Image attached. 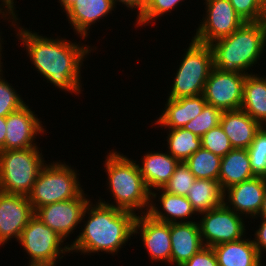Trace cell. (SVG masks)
Here are the masks:
<instances>
[{
  "mask_svg": "<svg viewBox=\"0 0 266 266\" xmlns=\"http://www.w3.org/2000/svg\"><path fill=\"white\" fill-rule=\"evenodd\" d=\"M113 0H76L65 12L75 35L87 39L91 26L115 12Z\"/></svg>",
  "mask_w": 266,
  "mask_h": 266,
  "instance_id": "17",
  "label": "cell"
},
{
  "mask_svg": "<svg viewBox=\"0 0 266 266\" xmlns=\"http://www.w3.org/2000/svg\"><path fill=\"white\" fill-rule=\"evenodd\" d=\"M63 11L66 12L75 2L76 0H58Z\"/></svg>",
  "mask_w": 266,
  "mask_h": 266,
  "instance_id": "42",
  "label": "cell"
},
{
  "mask_svg": "<svg viewBox=\"0 0 266 266\" xmlns=\"http://www.w3.org/2000/svg\"><path fill=\"white\" fill-rule=\"evenodd\" d=\"M223 194L217 180L196 179L186 196L193 209L199 214L223 204Z\"/></svg>",
  "mask_w": 266,
  "mask_h": 266,
  "instance_id": "26",
  "label": "cell"
},
{
  "mask_svg": "<svg viewBox=\"0 0 266 266\" xmlns=\"http://www.w3.org/2000/svg\"><path fill=\"white\" fill-rule=\"evenodd\" d=\"M161 115L154 120L155 125L166 129L183 128L184 125L199 115L207 104L203 95L182 97L179 99L167 98Z\"/></svg>",
  "mask_w": 266,
  "mask_h": 266,
  "instance_id": "20",
  "label": "cell"
},
{
  "mask_svg": "<svg viewBox=\"0 0 266 266\" xmlns=\"http://www.w3.org/2000/svg\"><path fill=\"white\" fill-rule=\"evenodd\" d=\"M43 156L39 146L0 151V191L28 196L47 162Z\"/></svg>",
  "mask_w": 266,
  "mask_h": 266,
  "instance_id": "6",
  "label": "cell"
},
{
  "mask_svg": "<svg viewBox=\"0 0 266 266\" xmlns=\"http://www.w3.org/2000/svg\"><path fill=\"white\" fill-rule=\"evenodd\" d=\"M95 203L91 199L87 204L81 221L84 227L81 226L82 232L69 244L70 253L99 255L104 252L113 256L133 237L136 215L99 201Z\"/></svg>",
  "mask_w": 266,
  "mask_h": 266,
  "instance_id": "2",
  "label": "cell"
},
{
  "mask_svg": "<svg viewBox=\"0 0 266 266\" xmlns=\"http://www.w3.org/2000/svg\"><path fill=\"white\" fill-rule=\"evenodd\" d=\"M244 22L266 21V5L262 0H229Z\"/></svg>",
  "mask_w": 266,
  "mask_h": 266,
  "instance_id": "35",
  "label": "cell"
},
{
  "mask_svg": "<svg viewBox=\"0 0 266 266\" xmlns=\"http://www.w3.org/2000/svg\"><path fill=\"white\" fill-rule=\"evenodd\" d=\"M200 215L202 216L197 222L205 247H214L246 237L245 218L229 209L224 203Z\"/></svg>",
  "mask_w": 266,
  "mask_h": 266,
  "instance_id": "9",
  "label": "cell"
},
{
  "mask_svg": "<svg viewBox=\"0 0 266 266\" xmlns=\"http://www.w3.org/2000/svg\"><path fill=\"white\" fill-rule=\"evenodd\" d=\"M170 239V265L181 266L204 247L195 221L170 223Z\"/></svg>",
  "mask_w": 266,
  "mask_h": 266,
  "instance_id": "19",
  "label": "cell"
},
{
  "mask_svg": "<svg viewBox=\"0 0 266 266\" xmlns=\"http://www.w3.org/2000/svg\"><path fill=\"white\" fill-rule=\"evenodd\" d=\"M103 163L107 174V190L114 201H97L121 210L133 212L135 215L146 214L150 207L151 192L145 184L137 161L128 158L120 151L111 150ZM140 210V211H139ZM138 211V213H136ZM140 212V213H139Z\"/></svg>",
  "mask_w": 266,
  "mask_h": 266,
  "instance_id": "3",
  "label": "cell"
},
{
  "mask_svg": "<svg viewBox=\"0 0 266 266\" xmlns=\"http://www.w3.org/2000/svg\"><path fill=\"white\" fill-rule=\"evenodd\" d=\"M265 46L266 21L245 22L229 36L210 44L214 67L223 72L250 74L251 67L266 52Z\"/></svg>",
  "mask_w": 266,
  "mask_h": 266,
  "instance_id": "4",
  "label": "cell"
},
{
  "mask_svg": "<svg viewBox=\"0 0 266 266\" xmlns=\"http://www.w3.org/2000/svg\"><path fill=\"white\" fill-rule=\"evenodd\" d=\"M202 148L209 150L215 155L224 157L233 147L228 136L223 131L221 125H218L201 137Z\"/></svg>",
  "mask_w": 266,
  "mask_h": 266,
  "instance_id": "34",
  "label": "cell"
},
{
  "mask_svg": "<svg viewBox=\"0 0 266 266\" xmlns=\"http://www.w3.org/2000/svg\"><path fill=\"white\" fill-rule=\"evenodd\" d=\"M185 163L196 179L218 181L221 165L220 156L201 147L193 153Z\"/></svg>",
  "mask_w": 266,
  "mask_h": 266,
  "instance_id": "28",
  "label": "cell"
},
{
  "mask_svg": "<svg viewBox=\"0 0 266 266\" xmlns=\"http://www.w3.org/2000/svg\"><path fill=\"white\" fill-rule=\"evenodd\" d=\"M141 165L138 164L141 175L149 191L162 189L174 174L176 165L179 163L167 151L146 152L142 158Z\"/></svg>",
  "mask_w": 266,
  "mask_h": 266,
  "instance_id": "22",
  "label": "cell"
},
{
  "mask_svg": "<svg viewBox=\"0 0 266 266\" xmlns=\"http://www.w3.org/2000/svg\"><path fill=\"white\" fill-rule=\"evenodd\" d=\"M222 113V110L206 104L202 112L189 123L184 125L183 129L191 131L201 138L209 130L220 125Z\"/></svg>",
  "mask_w": 266,
  "mask_h": 266,
  "instance_id": "30",
  "label": "cell"
},
{
  "mask_svg": "<svg viewBox=\"0 0 266 266\" xmlns=\"http://www.w3.org/2000/svg\"><path fill=\"white\" fill-rule=\"evenodd\" d=\"M205 15L192 38L210 45L232 34L245 22L234 10L229 0H204Z\"/></svg>",
  "mask_w": 266,
  "mask_h": 266,
  "instance_id": "10",
  "label": "cell"
},
{
  "mask_svg": "<svg viewBox=\"0 0 266 266\" xmlns=\"http://www.w3.org/2000/svg\"><path fill=\"white\" fill-rule=\"evenodd\" d=\"M257 73L247 74L241 109L249 114L261 126L266 124V76Z\"/></svg>",
  "mask_w": 266,
  "mask_h": 266,
  "instance_id": "25",
  "label": "cell"
},
{
  "mask_svg": "<svg viewBox=\"0 0 266 266\" xmlns=\"http://www.w3.org/2000/svg\"><path fill=\"white\" fill-rule=\"evenodd\" d=\"M139 235L151 262H166L170 265V224L153 219L147 213L136 215L133 235ZM141 234V235H140Z\"/></svg>",
  "mask_w": 266,
  "mask_h": 266,
  "instance_id": "15",
  "label": "cell"
},
{
  "mask_svg": "<svg viewBox=\"0 0 266 266\" xmlns=\"http://www.w3.org/2000/svg\"><path fill=\"white\" fill-rule=\"evenodd\" d=\"M6 117H0V151L5 150Z\"/></svg>",
  "mask_w": 266,
  "mask_h": 266,
  "instance_id": "41",
  "label": "cell"
},
{
  "mask_svg": "<svg viewBox=\"0 0 266 266\" xmlns=\"http://www.w3.org/2000/svg\"><path fill=\"white\" fill-rule=\"evenodd\" d=\"M79 173L59 160L45 164L27 196L36 211L38 208L79 197L84 191Z\"/></svg>",
  "mask_w": 266,
  "mask_h": 266,
  "instance_id": "5",
  "label": "cell"
},
{
  "mask_svg": "<svg viewBox=\"0 0 266 266\" xmlns=\"http://www.w3.org/2000/svg\"><path fill=\"white\" fill-rule=\"evenodd\" d=\"M3 69L0 68V117H6L8 114L20 109L26 104L22 95H19L17 90L8 80L4 79Z\"/></svg>",
  "mask_w": 266,
  "mask_h": 266,
  "instance_id": "33",
  "label": "cell"
},
{
  "mask_svg": "<svg viewBox=\"0 0 266 266\" xmlns=\"http://www.w3.org/2000/svg\"><path fill=\"white\" fill-rule=\"evenodd\" d=\"M266 192V178L255 176L224 191L223 203L247 219L256 217L262 206Z\"/></svg>",
  "mask_w": 266,
  "mask_h": 266,
  "instance_id": "16",
  "label": "cell"
},
{
  "mask_svg": "<svg viewBox=\"0 0 266 266\" xmlns=\"http://www.w3.org/2000/svg\"><path fill=\"white\" fill-rule=\"evenodd\" d=\"M181 266H218V263L212 247L204 246Z\"/></svg>",
  "mask_w": 266,
  "mask_h": 266,
  "instance_id": "36",
  "label": "cell"
},
{
  "mask_svg": "<svg viewBox=\"0 0 266 266\" xmlns=\"http://www.w3.org/2000/svg\"><path fill=\"white\" fill-rule=\"evenodd\" d=\"M218 266H266L262 264L256 246L251 238L225 242L212 247Z\"/></svg>",
  "mask_w": 266,
  "mask_h": 266,
  "instance_id": "23",
  "label": "cell"
},
{
  "mask_svg": "<svg viewBox=\"0 0 266 266\" xmlns=\"http://www.w3.org/2000/svg\"><path fill=\"white\" fill-rule=\"evenodd\" d=\"M182 56L173 77L168 98L193 97L203 93L205 83L214 67L212 48L193 38Z\"/></svg>",
  "mask_w": 266,
  "mask_h": 266,
  "instance_id": "7",
  "label": "cell"
},
{
  "mask_svg": "<svg viewBox=\"0 0 266 266\" xmlns=\"http://www.w3.org/2000/svg\"><path fill=\"white\" fill-rule=\"evenodd\" d=\"M259 219L261 221L258 226L259 228L254 233L255 238L252 239L260 257L262 258L263 254L266 253V218L259 217Z\"/></svg>",
  "mask_w": 266,
  "mask_h": 266,
  "instance_id": "37",
  "label": "cell"
},
{
  "mask_svg": "<svg viewBox=\"0 0 266 266\" xmlns=\"http://www.w3.org/2000/svg\"><path fill=\"white\" fill-rule=\"evenodd\" d=\"M20 18L11 25L15 29V35L20 44L26 50L34 69L43 76L47 82L53 84L59 90L75 94L82 93L81 71L83 62L92 52L94 46L76 43L66 38L39 35L27 27L19 26ZM19 22V23H18ZM16 26V27H15ZM22 42V43H21ZM81 92V93H80Z\"/></svg>",
  "mask_w": 266,
  "mask_h": 266,
  "instance_id": "1",
  "label": "cell"
},
{
  "mask_svg": "<svg viewBox=\"0 0 266 266\" xmlns=\"http://www.w3.org/2000/svg\"><path fill=\"white\" fill-rule=\"evenodd\" d=\"M167 135V152L179 162H185L202 147L201 138L186 129H168Z\"/></svg>",
  "mask_w": 266,
  "mask_h": 266,
  "instance_id": "27",
  "label": "cell"
},
{
  "mask_svg": "<svg viewBox=\"0 0 266 266\" xmlns=\"http://www.w3.org/2000/svg\"><path fill=\"white\" fill-rule=\"evenodd\" d=\"M195 180L196 178L188 168L187 164L181 161L176 165L174 174L163 186L162 190L174 195L187 196L188 189L192 186Z\"/></svg>",
  "mask_w": 266,
  "mask_h": 266,
  "instance_id": "32",
  "label": "cell"
},
{
  "mask_svg": "<svg viewBox=\"0 0 266 266\" xmlns=\"http://www.w3.org/2000/svg\"><path fill=\"white\" fill-rule=\"evenodd\" d=\"M156 191L159 192L156 193ZM156 198H158V200ZM155 201L159 203L161 208ZM147 214L155 220L169 224L192 222L194 221L191 219L194 218L192 216L198 215L186 196L170 194L162 189H157L151 192L150 207Z\"/></svg>",
  "mask_w": 266,
  "mask_h": 266,
  "instance_id": "18",
  "label": "cell"
},
{
  "mask_svg": "<svg viewBox=\"0 0 266 266\" xmlns=\"http://www.w3.org/2000/svg\"><path fill=\"white\" fill-rule=\"evenodd\" d=\"M258 217H264L266 218V192H265V195H264V199L262 201V206H261V209L259 211V214L256 218Z\"/></svg>",
  "mask_w": 266,
  "mask_h": 266,
  "instance_id": "43",
  "label": "cell"
},
{
  "mask_svg": "<svg viewBox=\"0 0 266 266\" xmlns=\"http://www.w3.org/2000/svg\"><path fill=\"white\" fill-rule=\"evenodd\" d=\"M186 0H147L142 14L135 20L136 27H145V25L155 24V20L160 19L173 9H178L179 4ZM154 21V22H153ZM144 25V26H143Z\"/></svg>",
  "mask_w": 266,
  "mask_h": 266,
  "instance_id": "29",
  "label": "cell"
},
{
  "mask_svg": "<svg viewBox=\"0 0 266 266\" xmlns=\"http://www.w3.org/2000/svg\"><path fill=\"white\" fill-rule=\"evenodd\" d=\"M90 200L83 192L74 199L40 207L35 211V216L66 241L77 226L82 224L83 212Z\"/></svg>",
  "mask_w": 266,
  "mask_h": 266,
  "instance_id": "12",
  "label": "cell"
},
{
  "mask_svg": "<svg viewBox=\"0 0 266 266\" xmlns=\"http://www.w3.org/2000/svg\"><path fill=\"white\" fill-rule=\"evenodd\" d=\"M247 150L253 174L266 178V129L264 126L257 131Z\"/></svg>",
  "mask_w": 266,
  "mask_h": 266,
  "instance_id": "31",
  "label": "cell"
},
{
  "mask_svg": "<svg viewBox=\"0 0 266 266\" xmlns=\"http://www.w3.org/2000/svg\"><path fill=\"white\" fill-rule=\"evenodd\" d=\"M0 16H1V18H3L4 20H7L8 21V23L10 22H12V24L17 20V17H15V16H13L11 13H9L7 10H4V9H2L1 7H0ZM1 33H2V31L0 32V68H3V62L1 61L2 60V58H3V56H2V44H4V41H3V39L1 38L2 36H1ZM2 56V57H1Z\"/></svg>",
  "mask_w": 266,
  "mask_h": 266,
  "instance_id": "39",
  "label": "cell"
},
{
  "mask_svg": "<svg viewBox=\"0 0 266 266\" xmlns=\"http://www.w3.org/2000/svg\"><path fill=\"white\" fill-rule=\"evenodd\" d=\"M246 76L213 67L202 93L205 101L222 111L241 109Z\"/></svg>",
  "mask_w": 266,
  "mask_h": 266,
  "instance_id": "11",
  "label": "cell"
},
{
  "mask_svg": "<svg viewBox=\"0 0 266 266\" xmlns=\"http://www.w3.org/2000/svg\"><path fill=\"white\" fill-rule=\"evenodd\" d=\"M18 242L29 256L27 266H57L70 253V245L37 216L22 230Z\"/></svg>",
  "mask_w": 266,
  "mask_h": 266,
  "instance_id": "8",
  "label": "cell"
},
{
  "mask_svg": "<svg viewBox=\"0 0 266 266\" xmlns=\"http://www.w3.org/2000/svg\"><path fill=\"white\" fill-rule=\"evenodd\" d=\"M15 0H0V7L4 10H7L9 13H11L13 16L18 17V12L15 8L16 4L14 3Z\"/></svg>",
  "mask_w": 266,
  "mask_h": 266,
  "instance_id": "40",
  "label": "cell"
},
{
  "mask_svg": "<svg viewBox=\"0 0 266 266\" xmlns=\"http://www.w3.org/2000/svg\"><path fill=\"white\" fill-rule=\"evenodd\" d=\"M147 0H113V3L116 5H120L121 3L128 8V10H137L136 11V19L142 14ZM134 9V10H133Z\"/></svg>",
  "mask_w": 266,
  "mask_h": 266,
  "instance_id": "38",
  "label": "cell"
},
{
  "mask_svg": "<svg viewBox=\"0 0 266 266\" xmlns=\"http://www.w3.org/2000/svg\"><path fill=\"white\" fill-rule=\"evenodd\" d=\"M253 177L247 149L233 148L221 158L218 182L223 192Z\"/></svg>",
  "mask_w": 266,
  "mask_h": 266,
  "instance_id": "24",
  "label": "cell"
},
{
  "mask_svg": "<svg viewBox=\"0 0 266 266\" xmlns=\"http://www.w3.org/2000/svg\"><path fill=\"white\" fill-rule=\"evenodd\" d=\"M28 105L6 116L5 150L35 147L38 145L36 136L45 135L46 126Z\"/></svg>",
  "mask_w": 266,
  "mask_h": 266,
  "instance_id": "13",
  "label": "cell"
},
{
  "mask_svg": "<svg viewBox=\"0 0 266 266\" xmlns=\"http://www.w3.org/2000/svg\"><path fill=\"white\" fill-rule=\"evenodd\" d=\"M34 216V208L27 196L0 191V246L12 238L18 242L22 230Z\"/></svg>",
  "mask_w": 266,
  "mask_h": 266,
  "instance_id": "14",
  "label": "cell"
},
{
  "mask_svg": "<svg viewBox=\"0 0 266 266\" xmlns=\"http://www.w3.org/2000/svg\"><path fill=\"white\" fill-rule=\"evenodd\" d=\"M220 125L233 148L247 149L261 125L242 109L223 111Z\"/></svg>",
  "mask_w": 266,
  "mask_h": 266,
  "instance_id": "21",
  "label": "cell"
}]
</instances>
